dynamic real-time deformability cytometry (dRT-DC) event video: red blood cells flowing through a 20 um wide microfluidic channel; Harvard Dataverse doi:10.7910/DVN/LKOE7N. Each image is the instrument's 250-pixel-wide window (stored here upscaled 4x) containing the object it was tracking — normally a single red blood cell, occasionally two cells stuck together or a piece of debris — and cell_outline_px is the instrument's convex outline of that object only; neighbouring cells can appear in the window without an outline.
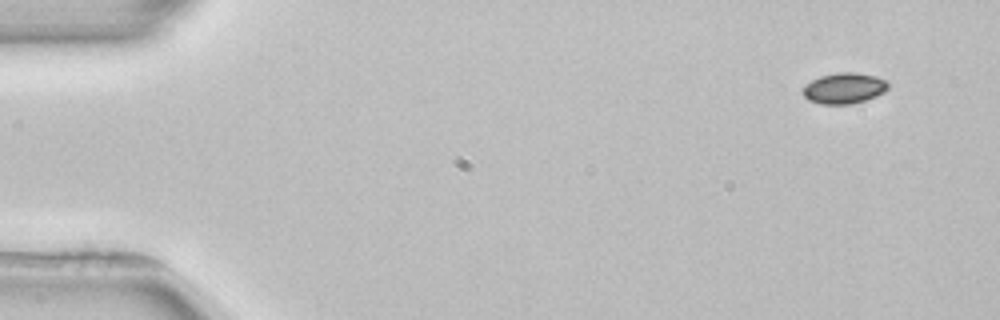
{"species": "common noctule bat (a hibernating species)", "species_latin": "Nyctalus noctula", "temperature_condition": "room temperature", "stored_images_in_passage": 4, "camera_frame_rate_fps": 3000, "um_per_image_px": 0.085, "animal": {"sex": "female", "body_mass_g": 22.7, "forearm_length_mm": 54.2}, "frame": {"image": 1, "passage_image": 1, "time_ms": 0.0, "image_size_px": [1000, 320], "cell_outline_px": [[888, 88], [884, 92], [876, 96], [852, 104], [820, 104], [808, 100], [804, 96], [804, 84], [820, 76], [836, 72], [856, 72], [876, 76], [888, 80]], "centroid_in_image_um": [71.76, 7.49], "position_along_channel_um": 13.2, "area_um2": 15.43}}
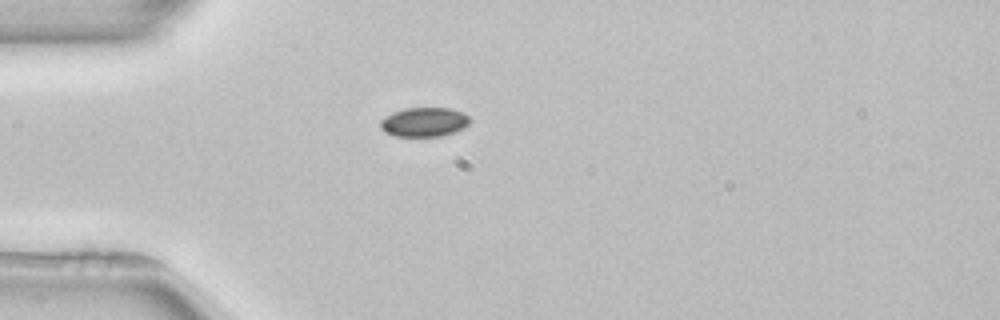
{"frame": {"image": 2, "passage_image": 4, "time_ms": 3.667, "image_size_px": [1000, 320], "cell_outline_px": [[472, 120], [464, 128], [440, 136], [396, 136], [384, 132], [380, 128], [380, 120], [384, 116], [392, 112], [404, 108], [452, 108], [468, 116]], "centroid_in_image_um": [36.02, 10.36], "position_along_channel_um": 49.0, "area_um2": 15.32}}